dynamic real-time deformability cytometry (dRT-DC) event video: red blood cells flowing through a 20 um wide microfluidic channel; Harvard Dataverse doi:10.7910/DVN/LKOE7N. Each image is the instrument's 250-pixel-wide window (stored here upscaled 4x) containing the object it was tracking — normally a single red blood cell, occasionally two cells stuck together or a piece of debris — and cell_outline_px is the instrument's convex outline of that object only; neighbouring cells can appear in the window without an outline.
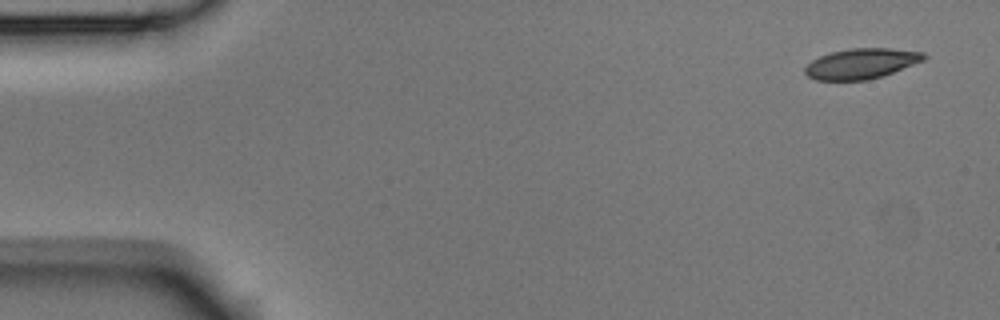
{"species": "Egyptian fruit bat (a non-hibernating species)", "species_latin": "Rousettus aegyptiacus", "temperature_condition": "room temperature", "stored_images_in_passage": 5, "segment_of_instrument_passage": [1, 2], "camera_frame_rate_fps": 3000, "um_per_image_px": 0.085, "animal": {"sex": "male"}, "frame": {"image": 1, "passage_image": 1, "time_ms": 0.0, "image_size_px": [1000, 320], "cell_outline_px": [[928, 56], [924, 60], [892, 72], [868, 80], [816, 80], [808, 76], [804, 72], [804, 68], [812, 60], [820, 56], [832, 52], [852, 48], [888, 48], [924, 52]], "centroid_in_image_um": [73.2, 5.4], "position_along_channel_um": 11.8, "area_um2": 20.81}}
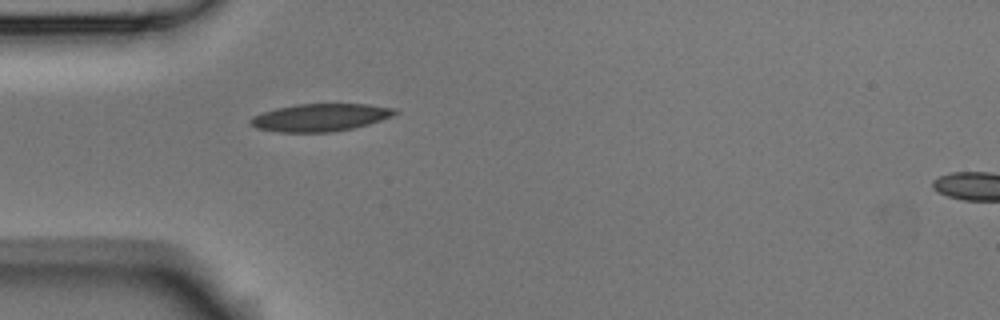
{"frame": {"image": 2, "passage_image": 4, "time_ms": 1.0, "image_size_px": [1000, 320], "cell_outline_px": [[400, 112], [392, 116], [368, 124], [352, 128], [332, 132], [280, 132], [256, 128], [248, 120], [252, 116], [276, 108], [296, 104], [368, 104], [396, 108]], "centroid_in_image_um": [27.24, 9.98], "position_along_channel_um": 57.8, "area_um2": 23.18}}